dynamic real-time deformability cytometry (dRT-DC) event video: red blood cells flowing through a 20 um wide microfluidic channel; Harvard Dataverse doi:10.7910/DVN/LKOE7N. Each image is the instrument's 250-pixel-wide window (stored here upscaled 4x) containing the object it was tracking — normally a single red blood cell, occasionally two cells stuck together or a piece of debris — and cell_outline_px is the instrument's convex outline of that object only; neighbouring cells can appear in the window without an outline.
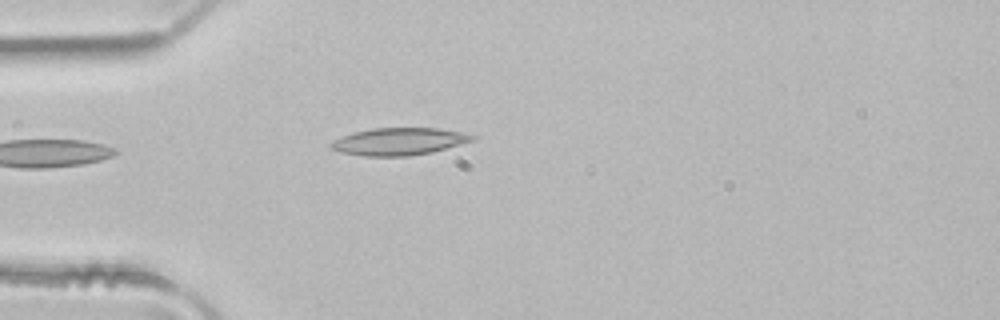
{"species": "common noctule bat (a hibernating species)", "species_latin": "Nyctalus noctula", "temperature_condition": "room temperature", "stored_images_in_passage": 4, "camera_frame_rate_fps": 3000, "um_per_image_px": 0.085, "animal": {"sex": "male", "body_mass_g": 21.5, "forearm_length_mm": 52.0}, "frame": {"image": 1, "passage_image": 4, "time_ms": 1.0, "image_size_px": [1000, 320], "cell_outline_px": [[476, 136], [472, 140], [432, 152], [408, 156], [364, 156], [340, 152], [332, 148], [328, 144], [332, 140], [352, 132], [372, 128], [436, 128], [460, 132]], "centroid_in_image_um": [33.83, 12.02], "position_along_channel_um": 51.2, "area_um2": 22.31}}